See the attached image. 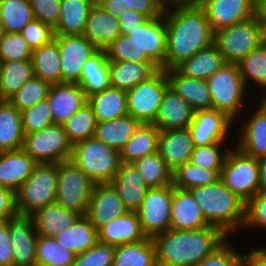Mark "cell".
<instances>
[{"mask_svg": "<svg viewBox=\"0 0 266 266\" xmlns=\"http://www.w3.org/2000/svg\"><path fill=\"white\" fill-rule=\"evenodd\" d=\"M193 149L188 128L160 130L157 152L172 172L190 160Z\"/></svg>", "mask_w": 266, "mask_h": 266, "instance_id": "obj_21", "label": "cell"}, {"mask_svg": "<svg viewBox=\"0 0 266 266\" xmlns=\"http://www.w3.org/2000/svg\"><path fill=\"white\" fill-rule=\"evenodd\" d=\"M163 15L167 27L165 70L214 43V31L200 5L168 0Z\"/></svg>", "mask_w": 266, "mask_h": 266, "instance_id": "obj_1", "label": "cell"}, {"mask_svg": "<svg viewBox=\"0 0 266 266\" xmlns=\"http://www.w3.org/2000/svg\"><path fill=\"white\" fill-rule=\"evenodd\" d=\"M47 100L53 123L63 125L81 108L87 97L76 83H57L51 85Z\"/></svg>", "mask_w": 266, "mask_h": 266, "instance_id": "obj_23", "label": "cell"}, {"mask_svg": "<svg viewBox=\"0 0 266 266\" xmlns=\"http://www.w3.org/2000/svg\"><path fill=\"white\" fill-rule=\"evenodd\" d=\"M54 238L63 248L76 255L87 251L98 242L97 230L86 215L79 216L71 227Z\"/></svg>", "mask_w": 266, "mask_h": 266, "instance_id": "obj_34", "label": "cell"}, {"mask_svg": "<svg viewBox=\"0 0 266 266\" xmlns=\"http://www.w3.org/2000/svg\"><path fill=\"white\" fill-rule=\"evenodd\" d=\"M51 83L38 77L29 79L8 101L20 112L47 99Z\"/></svg>", "mask_w": 266, "mask_h": 266, "instance_id": "obj_49", "label": "cell"}, {"mask_svg": "<svg viewBox=\"0 0 266 266\" xmlns=\"http://www.w3.org/2000/svg\"><path fill=\"white\" fill-rule=\"evenodd\" d=\"M238 66L245 86L249 90V92H255L256 90L258 91V88H260L259 90H261L262 93L259 94H265L266 48L260 45L258 48L251 50L240 62H238ZM253 87L257 89L254 90Z\"/></svg>", "mask_w": 266, "mask_h": 266, "instance_id": "obj_42", "label": "cell"}, {"mask_svg": "<svg viewBox=\"0 0 266 266\" xmlns=\"http://www.w3.org/2000/svg\"><path fill=\"white\" fill-rule=\"evenodd\" d=\"M257 160L259 163V189L260 192H266V156Z\"/></svg>", "mask_w": 266, "mask_h": 266, "instance_id": "obj_64", "label": "cell"}, {"mask_svg": "<svg viewBox=\"0 0 266 266\" xmlns=\"http://www.w3.org/2000/svg\"><path fill=\"white\" fill-rule=\"evenodd\" d=\"M221 170H210L184 163L172 172L173 187L190 190L191 188L211 185L220 179Z\"/></svg>", "mask_w": 266, "mask_h": 266, "instance_id": "obj_43", "label": "cell"}, {"mask_svg": "<svg viewBox=\"0 0 266 266\" xmlns=\"http://www.w3.org/2000/svg\"><path fill=\"white\" fill-rule=\"evenodd\" d=\"M110 183L129 211H137L140 208L149 189L136 167L122 162Z\"/></svg>", "mask_w": 266, "mask_h": 266, "instance_id": "obj_25", "label": "cell"}, {"mask_svg": "<svg viewBox=\"0 0 266 266\" xmlns=\"http://www.w3.org/2000/svg\"><path fill=\"white\" fill-rule=\"evenodd\" d=\"M228 143L230 142H216L212 145L194 146L189 162L205 169L222 170L227 154L231 150L230 147H232L229 146L228 149Z\"/></svg>", "mask_w": 266, "mask_h": 266, "instance_id": "obj_50", "label": "cell"}, {"mask_svg": "<svg viewBox=\"0 0 266 266\" xmlns=\"http://www.w3.org/2000/svg\"><path fill=\"white\" fill-rule=\"evenodd\" d=\"M211 226L228 237L240 233L245 221V203L219 179L216 183L190 189Z\"/></svg>", "mask_w": 266, "mask_h": 266, "instance_id": "obj_3", "label": "cell"}, {"mask_svg": "<svg viewBox=\"0 0 266 266\" xmlns=\"http://www.w3.org/2000/svg\"><path fill=\"white\" fill-rule=\"evenodd\" d=\"M225 63L218 47L212 43L195 53L192 57L182 61L175 69L185 76L207 80Z\"/></svg>", "mask_w": 266, "mask_h": 266, "instance_id": "obj_31", "label": "cell"}, {"mask_svg": "<svg viewBox=\"0 0 266 266\" xmlns=\"http://www.w3.org/2000/svg\"><path fill=\"white\" fill-rule=\"evenodd\" d=\"M98 241L113 246L144 240L137 211H128L97 230Z\"/></svg>", "mask_w": 266, "mask_h": 266, "instance_id": "obj_24", "label": "cell"}, {"mask_svg": "<svg viewBox=\"0 0 266 266\" xmlns=\"http://www.w3.org/2000/svg\"><path fill=\"white\" fill-rule=\"evenodd\" d=\"M132 164L149 188L172 185V171L158 152L144 156Z\"/></svg>", "mask_w": 266, "mask_h": 266, "instance_id": "obj_46", "label": "cell"}, {"mask_svg": "<svg viewBox=\"0 0 266 266\" xmlns=\"http://www.w3.org/2000/svg\"><path fill=\"white\" fill-rule=\"evenodd\" d=\"M173 184L149 188L137 210L143 233L150 238L169 230Z\"/></svg>", "mask_w": 266, "mask_h": 266, "instance_id": "obj_12", "label": "cell"}, {"mask_svg": "<svg viewBox=\"0 0 266 266\" xmlns=\"http://www.w3.org/2000/svg\"><path fill=\"white\" fill-rule=\"evenodd\" d=\"M60 51L62 83H78L86 61L99 49L84 35H55Z\"/></svg>", "mask_w": 266, "mask_h": 266, "instance_id": "obj_13", "label": "cell"}, {"mask_svg": "<svg viewBox=\"0 0 266 266\" xmlns=\"http://www.w3.org/2000/svg\"><path fill=\"white\" fill-rule=\"evenodd\" d=\"M95 182L71 160L58 164L55 203L80 216L86 215Z\"/></svg>", "mask_w": 266, "mask_h": 266, "instance_id": "obj_7", "label": "cell"}, {"mask_svg": "<svg viewBox=\"0 0 266 266\" xmlns=\"http://www.w3.org/2000/svg\"><path fill=\"white\" fill-rule=\"evenodd\" d=\"M172 230H198L211 226L190 190L173 187L171 203Z\"/></svg>", "mask_w": 266, "mask_h": 266, "instance_id": "obj_20", "label": "cell"}, {"mask_svg": "<svg viewBox=\"0 0 266 266\" xmlns=\"http://www.w3.org/2000/svg\"><path fill=\"white\" fill-rule=\"evenodd\" d=\"M0 266H13V245L9 233V219L0 222Z\"/></svg>", "mask_w": 266, "mask_h": 266, "instance_id": "obj_59", "label": "cell"}, {"mask_svg": "<svg viewBox=\"0 0 266 266\" xmlns=\"http://www.w3.org/2000/svg\"><path fill=\"white\" fill-rule=\"evenodd\" d=\"M21 35L33 51L42 45L50 43L54 39L55 32L51 26L37 19H33L22 29Z\"/></svg>", "mask_w": 266, "mask_h": 266, "instance_id": "obj_57", "label": "cell"}, {"mask_svg": "<svg viewBox=\"0 0 266 266\" xmlns=\"http://www.w3.org/2000/svg\"><path fill=\"white\" fill-rule=\"evenodd\" d=\"M261 46L266 48V27H260Z\"/></svg>", "mask_w": 266, "mask_h": 266, "instance_id": "obj_65", "label": "cell"}, {"mask_svg": "<svg viewBox=\"0 0 266 266\" xmlns=\"http://www.w3.org/2000/svg\"><path fill=\"white\" fill-rule=\"evenodd\" d=\"M109 60L105 50H98L83 66L80 81L77 83L86 97L102 92L110 87Z\"/></svg>", "mask_w": 266, "mask_h": 266, "instance_id": "obj_32", "label": "cell"}, {"mask_svg": "<svg viewBox=\"0 0 266 266\" xmlns=\"http://www.w3.org/2000/svg\"><path fill=\"white\" fill-rule=\"evenodd\" d=\"M34 19L56 28L60 19L61 0H29Z\"/></svg>", "mask_w": 266, "mask_h": 266, "instance_id": "obj_58", "label": "cell"}, {"mask_svg": "<svg viewBox=\"0 0 266 266\" xmlns=\"http://www.w3.org/2000/svg\"><path fill=\"white\" fill-rule=\"evenodd\" d=\"M70 160L95 183L111 182L120 166V153L95 137L75 144Z\"/></svg>", "mask_w": 266, "mask_h": 266, "instance_id": "obj_5", "label": "cell"}, {"mask_svg": "<svg viewBox=\"0 0 266 266\" xmlns=\"http://www.w3.org/2000/svg\"><path fill=\"white\" fill-rule=\"evenodd\" d=\"M32 60L0 62V100H8L34 77Z\"/></svg>", "mask_w": 266, "mask_h": 266, "instance_id": "obj_41", "label": "cell"}, {"mask_svg": "<svg viewBox=\"0 0 266 266\" xmlns=\"http://www.w3.org/2000/svg\"><path fill=\"white\" fill-rule=\"evenodd\" d=\"M16 214L15 193L0 186V222L7 221Z\"/></svg>", "mask_w": 266, "mask_h": 266, "instance_id": "obj_61", "label": "cell"}, {"mask_svg": "<svg viewBox=\"0 0 266 266\" xmlns=\"http://www.w3.org/2000/svg\"><path fill=\"white\" fill-rule=\"evenodd\" d=\"M37 164L23 149L0 152V186L15 193Z\"/></svg>", "mask_w": 266, "mask_h": 266, "instance_id": "obj_28", "label": "cell"}, {"mask_svg": "<svg viewBox=\"0 0 266 266\" xmlns=\"http://www.w3.org/2000/svg\"><path fill=\"white\" fill-rule=\"evenodd\" d=\"M113 266H157L156 248L152 238L115 248Z\"/></svg>", "mask_w": 266, "mask_h": 266, "instance_id": "obj_40", "label": "cell"}, {"mask_svg": "<svg viewBox=\"0 0 266 266\" xmlns=\"http://www.w3.org/2000/svg\"><path fill=\"white\" fill-rule=\"evenodd\" d=\"M102 7L118 18L128 10L141 13L148 19L159 18L163 15L168 0H97Z\"/></svg>", "mask_w": 266, "mask_h": 266, "instance_id": "obj_47", "label": "cell"}, {"mask_svg": "<svg viewBox=\"0 0 266 266\" xmlns=\"http://www.w3.org/2000/svg\"><path fill=\"white\" fill-rule=\"evenodd\" d=\"M244 252L243 266H266V246Z\"/></svg>", "mask_w": 266, "mask_h": 266, "instance_id": "obj_62", "label": "cell"}, {"mask_svg": "<svg viewBox=\"0 0 266 266\" xmlns=\"http://www.w3.org/2000/svg\"><path fill=\"white\" fill-rule=\"evenodd\" d=\"M21 112L8 100H0V152L22 149Z\"/></svg>", "mask_w": 266, "mask_h": 266, "instance_id": "obj_38", "label": "cell"}, {"mask_svg": "<svg viewBox=\"0 0 266 266\" xmlns=\"http://www.w3.org/2000/svg\"><path fill=\"white\" fill-rule=\"evenodd\" d=\"M194 113L190 104L169 87L164 93L154 125L159 130L188 128Z\"/></svg>", "mask_w": 266, "mask_h": 266, "instance_id": "obj_27", "label": "cell"}, {"mask_svg": "<svg viewBox=\"0 0 266 266\" xmlns=\"http://www.w3.org/2000/svg\"><path fill=\"white\" fill-rule=\"evenodd\" d=\"M246 227L266 231V192H259L245 204V231Z\"/></svg>", "mask_w": 266, "mask_h": 266, "instance_id": "obj_56", "label": "cell"}, {"mask_svg": "<svg viewBox=\"0 0 266 266\" xmlns=\"http://www.w3.org/2000/svg\"><path fill=\"white\" fill-rule=\"evenodd\" d=\"M254 18L259 27H266V0H254Z\"/></svg>", "mask_w": 266, "mask_h": 266, "instance_id": "obj_63", "label": "cell"}, {"mask_svg": "<svg viewBox=\"0 0 266 266\" xmlns=\"http://www.w3.org/2000/svg\"><path fill=\"white\" fill-rule=\"evenodd\" d=\"M88 103L92 106L96 121L104 122L128 114L126 91L108 87L102 92L87 97Z\"/></svg>", "mask_w": 266, "mask_h": 266, "instance_id": "obj_37", "label": "cell"}, {"mask_svg": "<svg viewBox=\"0 0 266 266\" xmlns=\"http://www.w3.org/2000/svg\"><path fill=\"white\" fill-rule=\"evenodd\" d=\"M128 36L146 53L161 69L165 70L167 27L164 15L148 19L135 31H128Z\"/></svg>", "mask_w": 266, "mask_h": 266, "instance_id": "obj_19", "label": "cell"}, {"mask_svg": "<svg viewBox=\"0 0 266 266\" xmlns=\"http://www.w3.org/2000/svg\"><path fill=\"white\" fill-rule=\"evenodd\" d=\"M160 130L154 124H140L120 152V161L132 164L157 152Z\"/></svg>", "mask_w": 266, "mask_h": 266, "instance_id": "obj_35", "label": "cell"}, {"mask_svg": "<svg viewBox=\"0 0 266 266\" xmlns=\"http://www.w3.org/2000/svg\"><path fill=\"white\" fill-rule=\"evenodd\" d=\"M140 123L126 114L110 121L97 122L94 137L119 153Z\"/></svg>", "mask_w": 266, "mask_h": 266, "instance_id": "obj_33", "label": "cell"}, {"mask_svg": "<svg viewBox=\"0 0 266 266\" xmlns=\"http://www.w3.org/2000/svg\"><path fill=\"white\" fill-rule=\"evenodd\" d=\"M110 85L124 91L149 79L159 69L155 62L109 61Z\"/></svg>", "mask_w": 266, "mask_h": 266, "instance_id": "obj_29", "label": "cell"}, {"mask_svg": "<svg viewBox=\"0 0 266 266\" xmlns=\"http://www.w3.org/2000/svg\"><path fill=\"white\" fill-rule=\"evenodd\" d=\"M230 238L228 237L196 266H243L244 253H240L239 248L232 245Z\"/></svg>", "mask_w": 266, "mask_h": 266, "instance_id": "obj_54", "label": "cell"}, {"mask_svg": "<svg viewBox=\"0 0 266 266\" xmlns=\"http://www.w3.org/2000/svg\"><path fill=\"white\" fill-rule=\"evenodd\" d=\"M199 5L214 32L254 17V0H204Z\"/></svg>", "mask_w": 266, "mask_h": 266, "instance_id": "obj_18", "label": "cell"}, {"mask_svg": "<svg viewBox=\"0 0 266 266\" xmlns=\"http://www.w3.org/2000/svg\"><path fill=\"white\" fill-rule=\"evenodd\" d=\"M31 60L35 77L51 84L62 83L60 51L54 39L50 43L33 50Z\"/></svg>", "mask_w": 266, "mask_h": 266, "instance_id": "obj_39", "label": "cell"}, {"mask_svg": "<svg viewBox=\"0 0 266 266\" xmlns=\"http://www.w3.org/2000/svg\"><path fill=\"white\" fill-rule=\"evenodd\" d=\"M9 233L13 245V266L35 265L38 235L33 217L16 214L9 218Z\"/></svg>", "mask_w": 266, "mask_h": 266, "instance_id": "obj_16", "label": "cell"}, {"mask_svg": "<svg viewBox=\"0 0 266 266\" xmlns=\"http://www.w3.org/2000/svg\"><path fill=\"white\" fill-rule=\"evenodd\" d=\"M96 0H61L55 35H83L91 6Z\"/></svg>", "mask_w": 266, "mask_h": 266, "instance_id": "obj_36", "label": "cell"}, {"mask_svg": "<svg viewBox=\"0 0 266 266\" xmlns=\"http://www.w3.org/2000/svg\"><path fill=\"white\" fill-rule=\"evenodd\" d=\"M97 121L92 106L86 101L81 108L62 125L70 143L75 144L95 135Z\"/></svg>", "mask_w": 266, "mask_h": 266, "instance_id": "obj_45", "label": "cell"}, {"mask_svg": "<svg viewBox=\"0 0 266 266\" xmlns=\"http://www.w3.org/2000/svg\"><path fill=\"white\" fill-rule=\"evenodd\" d=\"M32 50L21 33L4 32L0 36V62L31 60Z\"/></svg>", "mask_w": 266, "mask_h": 266, "instance_id": "obj_53", "label": "cell"}, {"mask_svg": "<svg viewBox=\"0 0 266 266\" xmlns=\"http://www.w3.org/2000/svg\"><path fill=\"white\" fill-rule=\"evenodd\" d=\"M220 180L246 204L260 192L258 160L233 145L220 172Z\"/></svg>", "mask_w": 266, "mask_h": 266, "instance_id": "obj_8", "label": "cell"}, {"mask_svg": "<svg viewBox=\"0 0 266 266\" xmlns=\"http://www.w3.org/2000/svg\"><path fill=\"white\" fill-rule=\"evenodd\" d=\"M228 236L215 226L198 230H172L155 235L157 266H196Z\"/></svg>", "mask_w": 266, "mask_h": 266, "instance_id": "obj_2", "label": "cell"}, {"mask_svg": "<svg viewBox=\"0 0 266 266\" xmlns=\"http://www.w3.org/2000/svg\"><path fill=\"white\" fill-rule=\"evenodd\" d=\"M83 35L99 50H105L121 35L118 18L107 12L96 0L89 11Z\"/></svg>", "mask_w": 266, "mask_h": 266, "instance_id": "obj_22", "label": "cell"}, {"mask_svg": "<svg viewBox=\"0 0 266 266\" xmlns=\"http://www.w3.org/2000/svg\"><path fill=\"white\" fill-rule=\"evenodd\" d=\"M214 44L226 63L240 62L261 45L260 27L254 17L214 32Z\"/></svg>", "mask_w": 266, "mask_h": 266, "instance_id": "obj_11", "label": "cell"}, {"mask_svg": "<svg viewBox=\"0 0 266 266\" xmlns=\"http://www.w3.org/2000/svg\"><path fill=\"white\" fill-rule=\"evenodd\" d=\"M206 82L210 91L212 109L224 112L236 124V120L241 117L240 110L242 115V109L245 113V109H248L246 99L250 93L240 74L238 63H225Z\"/></svg>", "mask_w": 266, "mask_h": 266, "instance_id": "obj_4", "label": "cell"}, {"mask_svg": "<svg viewBox=\"0 0 266 266\" xmlns=\"http://www.w3.org/2000/svg\"><path fill=\"white\" fill-rule=\"evenodd\" d=\"M115 248L98 241L87 251L76 255L73 266H113Z\"/></svg>", "mask_w": 266, "mask_h": 266, "instance_id": "obj_55", "label": "cell"}, {"mask_svg": "<svg viewBox=\"0 0 266 266\" xmlns=\"http://www.w3.org/2000/svg\"><path fill=\"white\" fill-rule=\"evenodd\" d=\"M234 123L224 112L215 109L199 110L194 113L188 130L194 146L212 145L227 142V138H231L228 135L235 129Z\"/></svg>", "mask_w": 266, "mask_h": 266, "instance_id": "obj_14", "label": "cell"}, {"mask_svg": "<svg viewBox=\"0 0 266 266\" xmlns=\"http://www.w3.org/2000/svg\"><path fill=\"white\" fill-rule=\"evenodd\" d=\"M169 87L190 104L193 110L212 109V100L206 80L179 73L175 68L166 70Z\"/></svg>", "mask_w": 266, "mask_h": 266, "instance_id": "obj_26", "label": "cell"}, {"mask_svg": "<svg viewBox=\"0 0 266 266\" xmlns=\"http://www.w3.org/2000/svg\"><path fill=\"white\" fill-rule=\"evenodd\" d=\"M4 33V30H3V26H2V23L0 21V36Z\"/></svg>", "mask_w": 266, "mask_h": 266, "instance_id": "obj_68", "label": "cell"}, {"mask_svg": "<svg viewBox=\"0 0 266 266\" xmlns=\"http://www.w3.org/2000/svg\"><path fill=\"white\" fill-rule=\"evenodd\" d=\"M72 148L63 126L55 123L40 131L25 134L22 146L38 164H59L68 161Z\"/></svg>", "mask_w": 266, "mask_h": 266, "instance_id": "obj_10", "label": "cell"}, {"mask_svg": "<svg viewBox=\"0 0 266 266\" xmlns=\"http://www.w3.org/2000/svg\"><path fill=\"white\" fill-rule=\"evenodd\" d=\"M76 254L63 248L54 237H37L36 264L42 266H73Z\"/></svg>", "mask_w": 266, "mask_h": 266, "instance_id": "obj_48", "label": "cell"}, {"mask_svg": "<svg viewBox=\"0 0 266 266\" xmlns=\"http://www.w3.org/2000/svg\"><path fill=\"white\" fill-rule=\"evenodd\" d=\"M254 110L252 114L248 112V117L242 119L241 126L237 130L239 135L237 141L232 143L242 153L247 156L259 159L266 156V106L258 99L254 100ZM244 123V124H242Z\"/></svg>", "mask_w": 266, "mask_h": 266, "instance_id": "obj_15", "label": "cell"}, {"mask_svg": "<svg viewBox=\"0 0 266 266\" xmlns=\"http://www.w3.org/2000/svg\"><path fill=\"white\" fill-rule=\"evenodd\" d=\"M168 88L166 70L159 69L149 79L126 91L128 114L140 124H154Z\"/></svg>", "mask_w": 266, "mask_h": 266, "instance_id": "obj_9", "label": "cell"}, {"mask_svg": "<svg viewBox=\"0 0 266 266\" xmlns=\"http://www.w3.org/2000/svg\"><path fill=\"white\" fill-rule=\"evenodd\" d=\"M57 176L58 164H37L15 192L17 214L31 216L42 207L55 203Z\"/></svg>", "mask_w": 266, "mask_h": 266, "instance_id": "obj_6", "label": "cell"}, {"mask_svg": "<svg viewBox=\"0 0 266 266\" xmlns=\"http://www.w3.org/2000/svg\"><path fill=\"white\" fill-rule=\"evenodd\" d=\"M258 99L266 106V93L261 95V97Z\"/></svg>", "mask_w": 266, "mask_h": 266, "instance_id": "obj_67", "label": "cell"}, {"mask_svg": "<svg viewBox=\"0 0 266 266\" xmlns=\"http://www.w3.org/2000/svg\"><path fill=\"white\" fill-rule=\"evenodd\" d=\"M109 61L154 62L138 45L126 35H119L106 49Z\"/></svg>", "mask_w": 266, "mask_h": 266, "instance_id": "obj_51", "label": "cell"}, {"mask_svg": "<svg viewBox=\"0 0 266 266\" xmlns=\"http://www.w3.org/2000/svg\"><path fill=\"white\" fill-rule=\"evenodd\" d=\"M177 2L180 3H184V4H201L204 0H175Z\"/></svg>", "mask_w": 266, "mask_h": 266, "instance_id": "obj_66", "label": "cell"}, {"mask_svg": "<svg viewBox=\"0 0 266 266\" xmlns=\"http://www.w3.org/2000/svg\"><path fill=\"white\" fill-rule=\"evenodd\" d=\"M148 18L134 10H128L118 17L121 35L128 36V31L140 28Z\"/></svg>", "mask_w": 266, "mask_h": 266, "instance_id": "obj_60", "label": "cell"}, {"mask_svg": "<svg viewBox=\"0 0 266 266\" xmlns=\"http://www.w3.org/2000/svg\"><path fill=\"white\" fill-rule=\"evenodd\" d=\"M21 121L24 134L37 132L54 124L48 100L39 101L32 107L21 111Z\"/></svg>", "mask_w": 266, "mask_h": 266, "instance_id": "obj_52", "label": "cell"}, {"mask_svg": "<svg viewBox=\"0 0 266 266\" xmlns=\"http://www.w3.org/2000/svg\"><path fill=\"white\" fill-rule=\"evenodd\" d=\"M33 19L29 0H0V21L4 32L21 33Z\"/></svg>", "mask_w": 266, "mask_h": 266, "instance_id": "obj_44", "label": "cell"}, {"mask_svg": "<svg viewBox=\"0 0 266 266\" xmlns=\"http://www.w3.org/2000/svg\"><path fill=\"white\" fill-rule=\"evenodd\" d=\"M31 216L38 236L55 237L71 227L80 215L53 203L42 207Z\"/></svg>", "mask_w": 266, "mask_h": 266, "instance_id": "obj_30", "label": "cell"}, {"mask_svg": "<svg viewBox=\"0 0 266 266\" xmlns=\"http://www.w3.org/2000/svg\"><path fill=\"white\" fill-rule=\"evenodd\" d=\"M128 211L110 182L95 184L86 216L96 230Z\"/></svg>", "mask_w": 266, "mask_h": 266, "instance_id": "obj_17", "label": "cell"}]
</instances>
